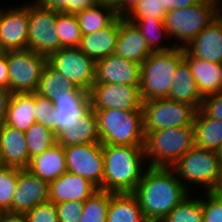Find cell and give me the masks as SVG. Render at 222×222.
Masks as SVG:
<instances>
[{
    "label": "cell",
    "mask_w": 222,
    "mask_h": 222,
    "mask_svg": "<svg viewBox=\"0 0 222 222\" xmlns=\"http://www.w3.org/2000/svg\"><path fill=\"white\" fill-rule=\"evenodd\" d=\"M190 193L171 167L151 166L133 192L147 222H160Z\"/></svg>",
    "instance_id": "6da1fadb"
},
{
    "label": "cell",
    "mask_w": 222,
    "mask_h": 222,
    "mask_svg": "<svg viewBox=\"0 0 222 222\" xmlns=\"http://www.w3.org/2000/svg\"><path fill=\"white\" fill-rule=\"evenodd\" d=\"M102 151L103 191L133 193L146 170L143 146L103 144Z\"/></svg>",
    "instance_id": "7a4b0ae2"
},
{
    "label": "cell",
    "mask_w": 222,
    "mask_h": 222,
    "mask_svg": "<svg viewBox=\"0 0 222 222\" xmlns=\"http://www.w3.org/2000/svg\"><path fill=\"white\" fill-rule=\"evenodd\" d=\"M194 145V126L147 132L143 146L146 165L149 162L147 166L172 167Z\"/></svg>",
    "instance_id": "3957f363"
},
{
    "label": "cell",
    "mask_w": 222,
    "mask_h": 222,
    "mask_svg": "<svg viewBox=\"0 0 222 222\" xmlns=\"http://www.w3.org/2000/svg\"><path fill=\"white\" fill-rule=\"evenodd\" d=\"M184 60V49L152 52L141 64L140 96L143 102L168 97L177 66Z\"/></svg>",
    "instance_id": "277c9868"
},
{
    "label": "cell",
    "mask_w": 222,
    "mask_h": 222,
    "mask_svg": "<svg viewBox=\"0 0 222 222\" xmlns=\"http://www.w3.org/2000/svg\"><path fill=\"white\" fill-rule=\"evenodd\" d=\"M93 111L96 114L102 144L144 146L142 109L137 111L98 109Z\"/></svg>",
    "instance_id": "5b68a950"
},
{
    "label": "cell",
    "mask_w": 222,
    "mask_h": 222,
    "mask_svg": "<svg viewBox=\"0 0 222 222\" xmlns=\"http://www.w3.org/2000/svg\"><path fill=\"white\" fill-rule=\"evenodd\" d=\"M217 16L218 0H201L195 5L168 11L163 22L169 37L175 39L170 42L184 48Z\"/></svg>",
    "instance_id": "8992f818"
},
{
    "label": "cell",
    "mask_w": 222,
    "mask_h": 222,
    "mask_svg": "<svg viewBox=\"0 0 222 222\" xmlns=\"http://www.w3.org/2000/svg\"><path fill=\"white\" fill-rule=\"evenodd\" d=\"M171 168L191 193L193 189H190L189 184H192V188L200 185L208 192L218 179L222 161L216 151L194 145Z\"/></svg>",
    "instance_id": "52a82bcc"
},
{
    "label": "cell",
    "mask_w": 222,
    "mask_h": 222,
    "mask_svg": "<svg viewBox=\"0 0 222 222\" xmlns=\"http://www.w3.org/2000/svg\"><path fill=\"white\" fill-rule=\"evenodd\" d=\"M144 133L180 126H193L196 109L187 103L164 99L142 104Z\"/></svg>",
    "instance_id": "ba28073f"
},
{
    "label": "cell",
    "mask_w": 222,
    "mask_h": 222,
    "mask_svg": "<svg viewBox=\"0 0 222 222\" xmlns=\"http://www.w3.org/2000/svg\"><path fill=\"white\" fill-rule=\"evenodd\" d=\"M9 90L12 93L36 92L47 58L30 49L7 51Z\"/></svg>",
    "instance_id": "9c48e42d"
},
{
    "label": "cell",
    "mask_w": 222,
    "mask_h": 222,
    "mask_svg": "<svg viewBox=\"0 0 222 222\" xmlns=\"http://www.w3.org/2000/svg\"><path fill=\"white\" fill-rule=\"evenodd\" d=\"M58 12L29 4L28 49L47 59L61 49L55 22Z\"/></svg>",
    "instance_id": "30bf717a"
},
{
    "label": "cell",
    "mask_w": 222,
    "mask_h": 222,
    "mask_svg": "<svg viewBox=\"0 0 222 222\" xmlns=\"http://www.w3.org/2000/svg\"><path fill=\"white\" fill-rule=\"evenodd\" d=\"M47 63L77 87L89 91L95 83L96 61L78 47L61 48L47 59Z\"/></svg>",
    "instance_id": "8fae6325"
},
{
    "label": "cell",
    "mask_w": 222,
    "mask_h": 222,
    "mask_svg": "<svg viewBox=\"0 0 222 222\" xmlns=\"http://www.w3.org/2000/svg\"><path fill=\"white\" fill-rule=\"evenodd\" d=\"M102 143L64 147L67 171L88 179L103 191L104 157Z\"/></svg>",
    "instance_id": "7c38bea8"
},
{
    "label": "cell",
    "mask_w": 222,
    "mask_h": 222,
    "mask_svg": "<svg viewBox=\"0 0 222 222\" xmlns=\"http://www.w3.org/2000/svg\"><path fill=\"white\" fill-rule=\"evenodd\" d=\"M140 85L94 84L89 92L92 110L137 111L142 108Z\"/></svg>",
    "instance_id": "4fadbf2b"
},
{
    "label": "cell",
    "mask_w": 222,
    "mask_h": 222,
    "mask_svg": "<svg viewBox=\"0 0 222 222\" xmlns=\"http://www.w3.org/2000/svg\"><path fill=\"white\" fill-rule=\"evenodd\" d=\"M12 7L0 10V46L4 52L28 49L29 4Z\"/></svg>",
    "instance_id": "5bb4252c"
},
{
    "label": "cell",
    "mask_w": 222,
    "mask_h": 222,
    "mask_svg": "<svg viewBox=\"0 0 222 222\" xmlns=\"http://www.w3.org/2000/svg\"><path fill=\"white\" fill-rule=\"evenodd\" d=\"M49 201V183L27 169L18 168L12 213L26 214L39 204Z\"/></svg>",
    "instance_id": "9a60e30c"
},
{
    "label": "cell",
    "mask_w": 222,
    "mask_h": 222,
    "mask_svg": "<svg viewBox=\"0 0 222 222\" xmlns=\"http://www.w3.org/2000/svg\"><path fill=\"white\" fill-rule=\"evenodd\" d=\"M141 65L115 54L96 61L94 84L140 85Z\"/></svg>",
    "instance_id": "2e32d148"
},
{
    "label": "cell",
    "mask_w": 222,
    "mask_h": 222,
    "mask_svg": "<svg viewBox=\"0 0 222 222\" xmlns=\"http://www.w3.org/2000/svg\"><path fill=\"white\" fill-rule=\"evenodd\" d=\"M52 131L56 135L75 118L85 116L91 110L89 92L77 88L70 95H61L53 100Z\"/></svg>",
    "instance_id": "e0dca14e"
},
{
    "label": "cell",
    "mask_w": 222,
    "mask_h": 222,
    "mask_svg": "<svg viewBox=\"0 0 222 222\" xmlns=\"http://www.w3.org/2000/svg\"><path fill=\"white\" fill-rule=\"evenodd\" d=\"M98 190L88 179L67 171L49 183V201L54 204L67 201L84 202Z\"/></svg>",
    "instance_id": "ac0fdd59"
},
{
    "label": "cell",
    "mask_w": 222,
    "mask_h": 222,
    "mask_svg": "<svg viewBox=\"0 0 222 222\" xmlns=\"http://www.w3.org/2000/svg\"><path fill=\"white\" fill-rule=\"evenodd\" d=\"M184 51L198 59L213 63L222 62V16H217L184 48Z\"/></svg>",
    "instance_id": "d6986e66"
},
{
    "label": "cell",
    "mask_w": 222,
    "mask_h": 222,
    "mask_svg": "<svg viewBox=\"0 0 222 222\" xmlns=\"http://www.w3.org/2000/svg\"><path fill=\"white\" fill-rule=\"evenodd\" d=\"M151 53L138 26L127 18H120V31L114 54L141 65Z\"/></svg>",
    "instance_id": "ffe728a7"
},
{
    "label": "cell",
    "mask_w": 222,
    "mask_h": 222,
    "mask_svg": "<svg viewBox=\"0 0 222 222\" xmlns=\"http://www.w3.org/2000/svg\"><path fill=\"white\" fill-rule=\"evenodd\" d=\"M100 142L97 118L91 109L85 116L75 118L56 134V143L68 147Z\"/></svg>",
    "instance_id": "44dd1931"
},
{
    "label": "cell",
    "mask_w": 222,
    "mask_h": 222,
    "mask_svg": "<svg viewBox=\"0 0 222 222\" xmlns=\"http://www.w3.org/2000/svg\"><path fill=\"white\" fill-rule=\"evenodd\" d=\"M119 31L120 17H117L108 27L82 35L78 48L95 61L112 55L115 52Z\"/></svg>",
    "instance_id": "7402d4cb"
},
{
    "label": "cell",
    "mask_w": 222,
    "mask_h": 222,
    "mask_svg": "<svg viewBox=\"0 0 222 222\" xmlns=\"http://www.w3.org/2000/svg\"><path fill=\"white\" fill-rule=\"evenodd\" d=\"M0 149L8 167L26 169L30 162L25 133L5 123L0 126Z\"/></svg>",
    "instance_id": "603a6c76"
},
{
    "label": "cell",
    "mask_w": 222,
    "mask_h": 222,
    "mask_svg": "<svg viewBox=\"0 0 222 222\" xmlns=\"http://www.w3.org/2000/svg\"><path fill=\"white\" fill-rule=\"evenodd\" d=\"M26 169L48 183L54 181L67 172L64 147L56 143L43 153L34 155Z\"/></svg>",
    "instance_id": "cb8c5ba5"
},
{
    "label": "cell",
    "mask_w": 222,
    "mask_h": 222,
    "mask_svg": "<svg viewBox=\"0 0 222 222\" xmlns=\"http://www.w3.org/2000/svg\"><path fill=\"white\" fill-rule=\"evenodd\" d=\"M173 76V83L170 85L167 99L187 103L196 110L200 109L203 97L185 60L177 66Z\"/></svg>",
    "instance_id": "d4e9b609"
},
{
    "label": "cell",
    "mask_w": 222,
    "mask_h": 222,
    "mask_svg": "<svg viewBox=\"0 0 222 222\" xmlns=\"http://www.w3.org/2000/svg\"><path fill=\"white\" fill-rule=\"evenodd\" d=\"M184 60L188 63L203 98L220 93L219 63L198 59L188 55L185 51Z\"/></svg>",
    "instance_id": "484cf974"
},
{
    "label": "cell",
    "mask_w": 222,
    "mask_h": 222,
    "mask_svg": "<svg viewBox=\"0 0 222 222\" xmlns=\"http://www.w3.org/2000/svg\"><path fill=\"white\" fill-rule=\"evenodd\" d=\"M35 122L34 92L13 93L5 124L25 133Z\"/></svg>",
    "instance_id": "4316f807"
},
{
    "label": "cell",
    "mask_w": 222,
    "mask_h": 222,
    "mask_svg": "<svg viewBox=\"0 0 222 222\" xmlns=\"http://www.w3.org/2000/svg\"><path fill=\"white\" fill-rule=\"evenodd\" d=\"M106 222H147L133 193H112Z\"/></svg>",
    "instance_id": "83f0119b"
},
{
    "label": "cell",
    "mask_w": 222,
    "mask_h": 222,
    "mask_svg": "<svg viewBox=\"0 0 222 222\" xmlns=\"http://www.w3.org/2000/svg\"><path fill=\"white\" fill-rule=\"evenodd\" d=\"M193 126L195 146L218 152L222 143V121L198 109Z\"/></svg>",
    "instance_id": "f1b7e54d"
},
{
    "label": "cell",
    "mask_w": 222,
    "mask_h": 222,
    "mask_svg": "<svg viewBox=\"0 0 222 222\" xmlns=\"http://www.w3.org/2000/svg\"><path fill=\"white\" fill-rule=\"evenodd\" d=\"M76 17L82 35H88L108 27L117 18V15L114 4L98 2L95 6L78 12Z\"/></svg>",
    "instance_id": "f546056e"
},
{
    "label": "cell",
    "mask_w": 222,
    "mask_h": 222,
    "mask_svg": "<svg viewBox=\"0 0 222 222\" xmlns=\"http://www.w3.org/2000/svg\"><path fill=\"white\" fill-rule=\"evenodd\" d=\"M77 88L72 81L47 63L42 71L36 93L53 101L58 96L70 95Z\"/></svg>",
    "instance_id": "4dcf8cb0"
},
{
    "label": "cell",
    "mask_w": 222,
    "mask_h": 222,
    "mask_svg": "<svg viewBox=\"0 0 222 222\" xmlns=\"http://www.w3.org/2000/svg\"><path fill=\"white\" fill-rule=\"evenodd\" d=\"M135 23L145 38L146 44L152 52L168 51L175 48L174 44L165 45L164 37L169 36L161 19H128ZM163 41V44H162ZM161 44V45H160Z\"/></svg>",
    "instance_id": "1f68e13d"
},
{
    "label": "cell",
    "mask_w": 222,
    "mask_h": 222,
    "mask_svg": "<svg viewBox=\"0 0 222 222\" xmlns=\"http://www.w3.org/2000/svg\"><path fill=\"white\" fill-rule=\"evenodd\" d=\"M185 197L160 222H203L202 198Z\"/></svg>",
    "instance_id": "d6a6232c"
},
{
    "label": "cell",
    "mask_w": 222,
    "mask_h": 222,
    "mask_svg": "<svg viewBox=\"0 0 222 222\" xmlns=\"http://www.w3.org/2000/svg\"><path fill=\"white\" fill-rule=\"evenodd\" d=\"M55 27L61 48L79 47L82 33L76 15L58 12Z\"/></svg>",
    "instance_id": "836d02e7"
},
{
    "label": "cell",
    "mask_w": 222,
    "mask_h": 222,
    "mask_svg": "<svg viewBox=\"0 0 222 222\" xmlns=\"http://www.w3.org/2000/svg\"><path fill=\"white\" fill-rule=\"evenodd\" d=\"M25 138L30 158L43 153L56 144L54 132L37 122L25 132Z\"/></svg>",
    "instance_id": "e575fe53"
},
{
    "label": "cell",
    "mask_w": 222,
    "mask_h": 222,
    "mask_svg": "<svg viewBox=\"0 0 222 222\" xmlns=\"http://www.w3.org/2000/svg\"><path fill=\"white\" fill-rule=\"evenodd\" d=\"M110 192L98 190L83 202L80 222H106Z\"/></svg>",
    "instance_id": "d590c367"
},
{
    "label": "cell",
    "mask_w": 222,
    "mask_h": 222,
    "mask_svg": "<svg viewBox=\"0 0 222 222\" xmlns=\"http://www.w3.org/2000/svg\"><path fill=\"white\" fill-rule=\"evenodd\" d=\"M18 179V168L6 167L0 171V212L12 213V202Z\"/></svg>",
    "instance_id": "8d00e7d4"
},
{
    "label": "cell",
    "mask_w": 222,
    "mask_h": 222,
    "mask_svg": "<svg viewBox=\"0 0 222 222\" xmlns=\"http://www.w3.org/2000/svg\"><path fill=\"white\" fill-rule=\"evenodd\" d=\"M34 5L67 14L76 15L78 12L95 6L97 0H33Z\"/></svg>",
    "instance_id": "74e56055"
},
{
    "label": "cell",
    "mask_w": 222,
    "mask_h": 222,
    "mask_svg": "<svg viewBox=\"0 0 222 222\" xmlns=\"http://www.w3.org/2000/svg\"><path fill=\"white\" fill-rule=\"evenodd\" d=\"M166 12L161 8L160 0H141L127 19H161L164 21Z\"/></svg>",
    "instance_id": "f35d334b"
},
{
    "label": "cell",
    "mask_w": 222,
    "mask_h": 222,
    "mask_svg": "<svg viewBox=\"0 0 222 222\" xmlns=\"http://www.w3.org/2000/svg\"><path fill=\"white\" fill-rule=\"evenodd\" d=\"M35 121L52 130L53 101L34 92Z\"/></svg>",
    "instance_id": "ab89813d"
},
{
    "label": "cell",
    "mask_w": 222,
    "mask_h": 222,
    "mask_svg": "<svg viewBox=\"0 0 222 222\" xmlns=\"http://www.w3.org/2000/svg\"><path fill=\"white\" fill-rule=\"evenodd\" d=\"M24 215L27 222H59L55 204L50 201L37 205Z\"/></svg>",
    "instance_id": "60d3db41"
},
{
    "label": "cell",
    "mask_w": 222,
    "mask_h": 222,
    "mask_svg": "<svg viewBox=\"0 0 222 222\" xmlns=\"http://www.w3.org/2000/svg\"><path fill=\"white\" fill-rule=\"evenodd\" d=\"M202 199L203 222H222V201L209 192Z\"/></svg>",
    "instance_id": "b9f144b4"
},
{
    "label": "cell",
    "mask_w": 222,
    "mask_h": 222,
    "mask_svg": "<svg viewBox=\"0 0 222 222\" xmlns=\"http://www.w3.org/2000/svg\"><path fill=\"white\" fill-rule=\"evenodd\" d=\"M59 222H80L83 202L67 201L55 204Z\"/></svg>",
    "instance_id": "7bdbcfd3"
},
{
    "label": "cell",
    "mask_w": 222,
    "mask_h": 222,
    "mask_svg": "<svg viewBox=\"0 0 222 222\" xmlns=\"http://www.w3.org/2000/svg\"><path fill=\"white\" fill-rule=\"evenodd\" d=\"M200 109L207 116L222 121V92L203 98Z\"/></svg>",
    "instance_id": "ee69618b"
},
{
    "label": "cell",
    "mask_w": 222,
    "mask_h": 222,
    "mask_svg": "<svg viewBox=\"0 0 222 222\" xmlns=\"http://www.w3.org/2000/svg\"><path fill=\"white\" fill-rule=\"evenodd\" d=\"M141 0H115L114 7L117 17L126 18Z\"/></svg>",
    "instance_id": "f6af8a7d"
},
{
    "label": "cell",
    "mask_w": 222,
    "mask_h": 222,
    "mask_svg": "<svg viewBox=\"0 0 222 222\" xmlns=\"http://www.w3.org/2000/svg\"><path fill=\"white\" fill-rule=\"evenodd\" d=\"M161 8L167 13L172 9L186 8L197 4L201 0H160Z\"/></svg>",
    "instance_id": "bcb514c9"
},
{
    "label": "cell",
    "mask_w": 222,
    "mask_h": 222,
    "mask_svg": "<svg viewBox=\"0 0 222 222\" xmlns=\"http://www.w3.org/2000/svg\"><path fill=\"white\" fill-rule=\"evenodd\" d=\"M12 94L13 93L8 88L0 86V126L5 123Z\"/></svg>",
    "instance_id": "7dc6e473"
},
{
    "label": "cell",
    "mask_w": 222,
    "mask_h": 222,
    "mask_svg": "<svg viewBox=\"0 0 222 222\" xmlns=\"http://www.w3.org/2000/svg\"><path fill=\"white\" fill-rule=\"evenodd\" d=\"M0 86L9 89V71L6 52L0 54Z\"/></svg>",
    "instance_id": "c3c4849f"
},
{
    "label": "cell",
    "mask_w": 222,
    "mask_h": 222,
    "mask_svg": "<svg viewBox=\"0 0 222 222\" xmlns=\"http://www.w3.org/2000/svg\"><path fill=\"white\" fill-rule=\"evenodd\" d=\"M0 222H27L24 214L0 212Z\"/></svg>",
    "instance_id": "681fc988"
},
{
    "label": "cell",
    "mask_w": 222,
    "mask_h": 222,
    "mask_svg": "<svg viewBox=\"0 0 222 222\" xmlns=\"http://www.w3.org/2000/svg\"><path fill=\"white\" fill-rule=\"evenodd\" d=\"M208 192L212 194L215 198H218L222 201V170L218 176L217 181Z\"/></svg>",
    "instance_id": "f907efd6"
},
{
    "label": "cell",
    "mask_w": 222,
    "mask_h": 222,
    "mask_svg": "<svg viewBox=\"0 0 222 222\" xmlns=\"http://www.w3.org/2000/svg\"><path fill=\"white\" fill-rule=\"evenodd\" d=\"M7 165L5 164L4 158H3V153L0 149V171L6 168Z\"/></svg>",
    "instance_id": "816d5d0a"
},
{
    "label": "cell",
    "mask_w": 222,
    "mask_h": 222,
    "mask_svg": "<svg viewBox=\"0 0 222 222\" xmlns=\"http://www.w3.org/2000/svg\"><path fill=\"white\" fill-rule=\"evenodd\" d=\"M219 71H220V75H219L220 92H222V62L219 63Z\"/></svg>",
    "instance_id": "f5cc1de1"
},
{
    "label": "cell",
    "mask_w": 222,
    "mask_h": 222,
    "mask_svg": "<svg viewBox=\"0 0 222 222\" xmlns=\"http://www.w3.org/2000/svg\"><path fill=\"white\" fill-rule=\"evenodd\" d=\"M222 0H218V15L222 16Z\"/></svg>",
    "instance_id": "db71d44e"
},
{
    "label": "cell",
    "mask_w": 222,
    "mask_h": 222,
    "mask_svg": "<svg viewBox=\"0 0 222 222\" xmlns=\"http://www.w3.org/2000/svg\"><path fill=\"white\" fill-rule=\"evenodd\" d=\"M98 2H107V3H111L114 4L115 0H97Z\"/></svg>",
    "instance_id": "11a10c76"
},
{
    "label": "cell",
    "mask_w": 222,
    "mask_h": 222,
    "mask_svg": "<svg viewBox=\"0 0 222 222\" xmlns=\"http://www.w3.org/2000/svg\"><path fill=\"white\" fill-rule=\"evenodd\" d=\"M217 153L219 154V157L221 158V161H222V143H221L220 149Z\"/></svg>",
    "instance_id": "9f6ffc18"
},
{
    "label": "cell",
    "mask_w": 222,
    "mask_h": 222,
    "mask_svg": "<svg viewBox=\"0 0 222 222\" xmlns=\"http://www.w3.org/2000/svg\"><path fill=\"white\" fill-rule=\"evenodd\" d=\"M4 51L2 50L1 46H0V54H2Z\"/></svg>",
    "instance_id": "6f0895ef"
}]
</instances>
